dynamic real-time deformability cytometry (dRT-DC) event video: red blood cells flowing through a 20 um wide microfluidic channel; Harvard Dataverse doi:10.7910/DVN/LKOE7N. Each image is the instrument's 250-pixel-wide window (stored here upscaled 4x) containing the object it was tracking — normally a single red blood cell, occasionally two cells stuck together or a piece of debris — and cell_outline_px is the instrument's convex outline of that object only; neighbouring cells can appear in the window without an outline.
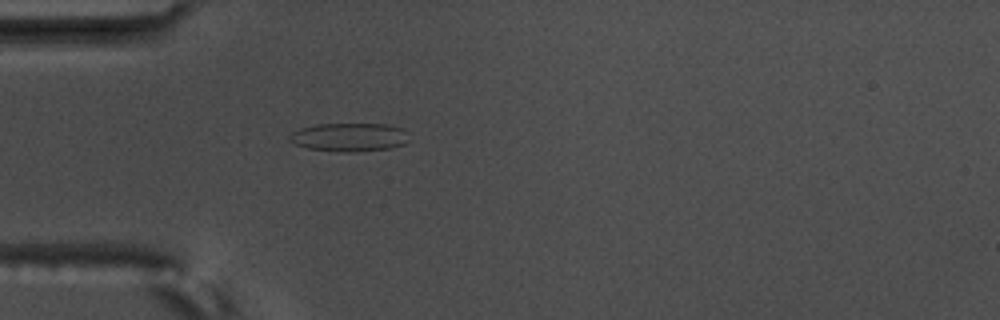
{"species": "common noctule bat (a hibernating species)", "species_latin": "Nyctalus noctula", "temperature_condition": "warm", "stored_images_in_passage": 5, "camera_frame_rate_fps": 3000, "um_per_image_px": 0.085, "animal": {"sex": "male", "body_mass_g": 17.5, "forearm_length_mm": 52.3}, "frame": {"image": 1, "passage_image": 5, "time_ms": 1.333, "image_size_px": [1000, 320], "cell_outline_px": [[408, 140], [404, 144], [388, 148], [352, 152], [344, 152], [308, 148], [296, 144], [288, 140], [288, 136], [292, 132], [300, 128], [316, 124], [388, 124], [404, 128]], "centroid_in_image_um": [29.68, 11.65], "position_along_channel_um": 55.3, "area_um2": 19.77}}